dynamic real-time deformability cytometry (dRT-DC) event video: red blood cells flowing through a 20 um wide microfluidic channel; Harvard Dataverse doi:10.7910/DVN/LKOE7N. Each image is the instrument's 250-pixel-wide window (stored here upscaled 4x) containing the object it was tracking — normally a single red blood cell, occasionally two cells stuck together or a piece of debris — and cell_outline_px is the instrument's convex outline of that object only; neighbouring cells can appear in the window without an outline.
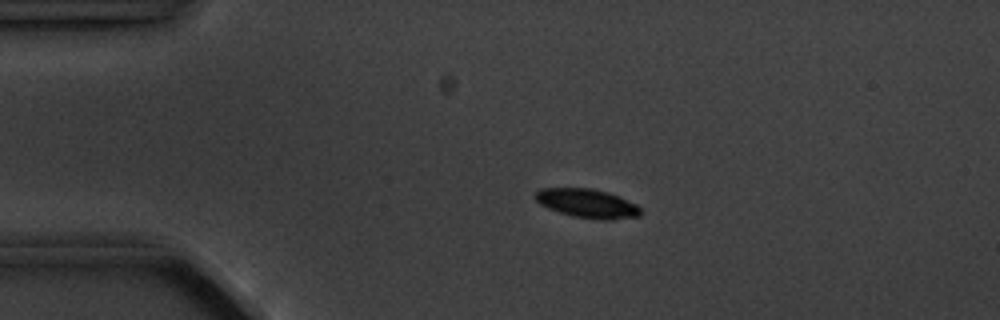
{"species": "common noctule bat (a hibernating species)", "species_latin": "Nyctalus noctula", "temperature_condition": "cold", "stored_images_in_passage": 3, "camera_frame_rate_fps": 3000, "um_per_image_px": 0.085, "animal": {"sex": "male", "body_mass_g": 20.1, "forearm_length_mm": 53.5}, "frame": {"image": 1, "passage_image": 2, "time_ms": 1.333, "image_size_px": [1000, 320], "cell_outline_px": [[640, 216], [612, 220], [600, 220], [572, 216], [548, 208], [540, 204], [532, 196], [540, 188], [588, 188], [608, 192], [636, 204], [640, 208]], "centroid_in_image_um": [49.89, 17.29], "position_along_channel_um": 35.1, "area_um2": 17.74}}